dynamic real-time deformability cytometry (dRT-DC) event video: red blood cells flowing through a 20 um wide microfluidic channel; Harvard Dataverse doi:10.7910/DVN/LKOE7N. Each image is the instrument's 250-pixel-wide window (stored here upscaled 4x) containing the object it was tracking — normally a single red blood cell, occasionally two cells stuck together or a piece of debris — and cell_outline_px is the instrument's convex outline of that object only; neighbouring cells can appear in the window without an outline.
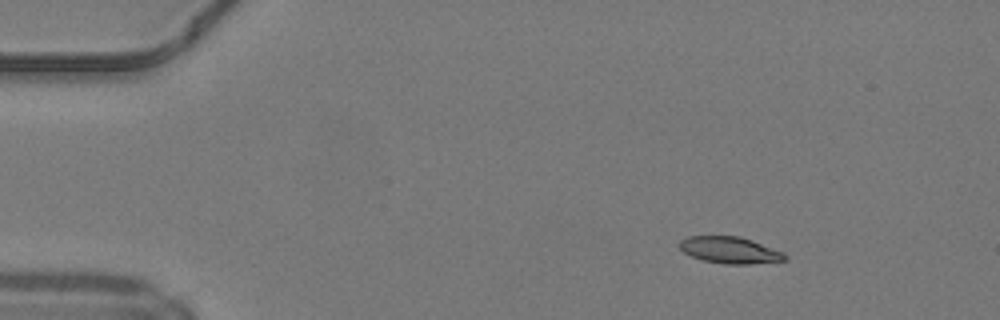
{"species": "common noctule bat (a hibernating species)", "species_latin": "Nyctalus noctula", "temperature_condition": "warm", "stored_images_in_passage": 43, "camera_frame_rate_fps": 3000, "um_per_image_px": 0.085, "animal": {"sex": "male", "body_mass_g": 19.2, "forearm_length_mm": 51.8}, "frame": {"image": 1, "passage_image": 1, "time_ms": 0.0, "image_size_px": [1000, 320], "cell_outline_px": [[788, 260], [748, 264], [724, 264], [704, 260], [692, 256], [684, 252], [676, 244], [680, 240], [688, 236], [740, 236], [752, 240], [784, 252], [788, 256]], "centroid_in_image_um": [62.05, 21.25], "position_along_channel_um": 22.9, "area_um2": 16.47}}
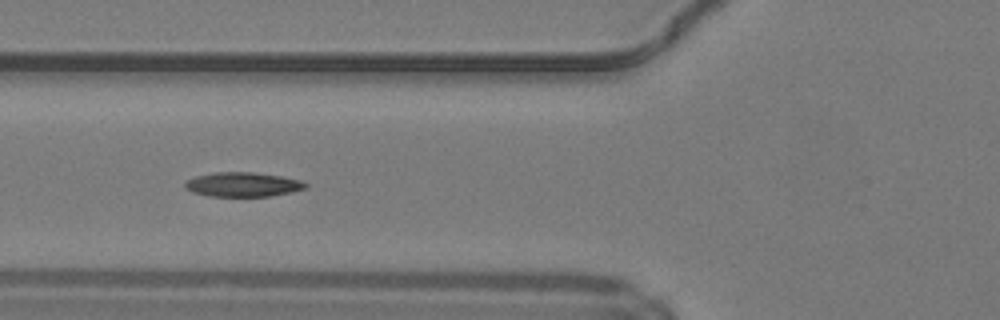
{"frame": {"image": 2, "passage_image": 13, "time_ms": 4.0, "image_size_px": [1000, 320], "cell_outline_px": [[308, 188], [292, 192], [268, 196], [208, 196], [192, 192], [184, 188], [184, 184], [188, 180], [196, 176], [216, 172], [252, 172], [280, 176], [300, 180], [308, 184]], "centroid_in_image_um": [20.64, 15.68], "position_along_channel_um": 105.2, "area_um2": 17.11}}
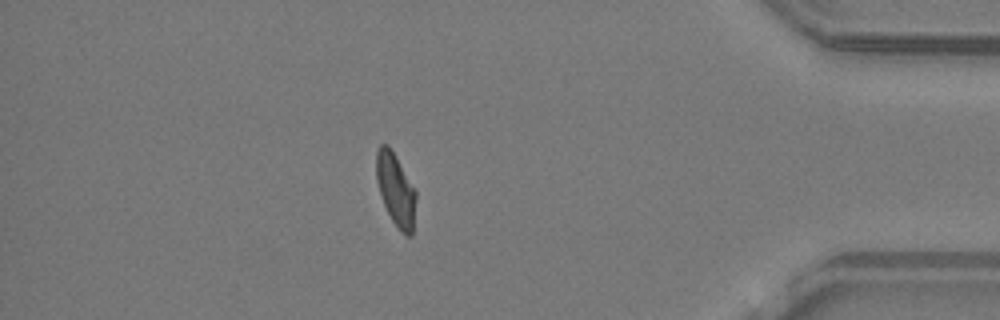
{"frame": {"image": 3, "passage_image": 37, "time_ms": 12.0, "image_size_px": [1000, 320], "cell_outline_px": [[416, 200], [412, 236], [404, 236], [400, 232], [392, 220], [384, 204], [376, 180], [376, 152], [380, 144], [388, 144], [416, 192]], "centroid_in_image_um": [33.63, 16.15], "position_along_channel_um": 401.6, "area_um2": 16.53}, "authors_computed_cell_mechanics": {"area_um2": 16.9932, "velocity_mm_per_s": 4.2095, "shape_relaxation_time_tau1_ms": 5.5309, "shape_relaxation_time_tau2_ms": 2.5161, "deformation_change_tau1": 0.179, "deformation_change_tau2": 0.0839}}